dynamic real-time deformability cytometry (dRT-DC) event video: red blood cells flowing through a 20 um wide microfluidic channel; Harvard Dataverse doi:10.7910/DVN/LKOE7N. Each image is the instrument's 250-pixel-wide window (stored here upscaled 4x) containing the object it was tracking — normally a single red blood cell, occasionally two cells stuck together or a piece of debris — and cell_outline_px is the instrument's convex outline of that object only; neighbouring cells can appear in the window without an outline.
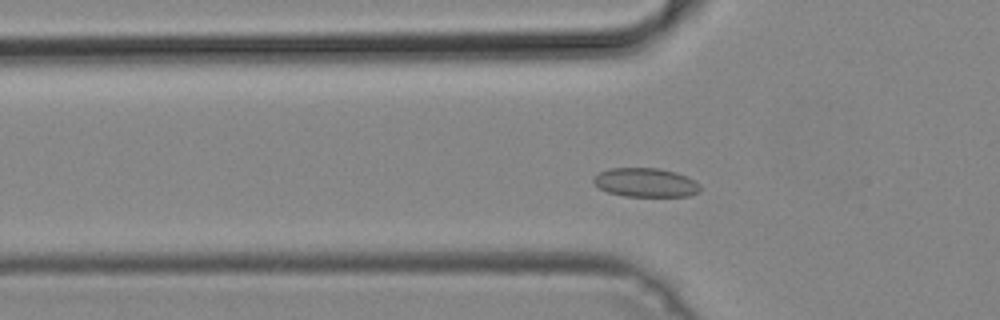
{"species": "common noctule bat (a hibernating species)", "species_latin": "Nyctalus noctula", "temperature_condition": "cold", "stored_images_in_passage": 39, "camera_frame_rate_fps": 3000, "um_per_image_px": 0.085, "animal": {"sex": "male", "body_mass_g": 19.2, "forearm_length_mm": 51.8}, "frame": {"image": 1, "passage_image": 4, "time_ms": 1.0, "image_size_px": [1000, 320], "cell_outline_px": [[700, 192], [688, 196], [624, 196], [608, 192], [600, 188], [592, 180], [592, 176], [608, 168], [660, 168], [676, 172], [700, 184]], "centroid_in_image_um": [54.86, 15.51], "position_along_channel_um": 70.9, "area_um2": 17.98}}
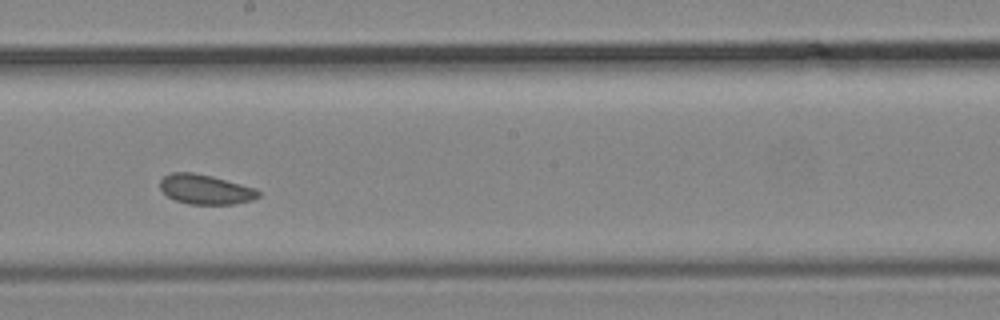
{"frame": {"image": 2, "passage_image": 16, "time_ms": 5.0, "image_size_px": [1000, 320], "cell_outline_px": [[260, 196], [252, 200], [232, 204], [188, 204], [176, 200], [168, 196], [160, 188], [160, 180], [164, 176], [172, 172], [192, 172], [212, 176], [256, 188], [260, 192]], "centroid_in_image_um": [17.47, 16.09], "position_along_channel_um": 230.7, "area_um2": 16.99}}
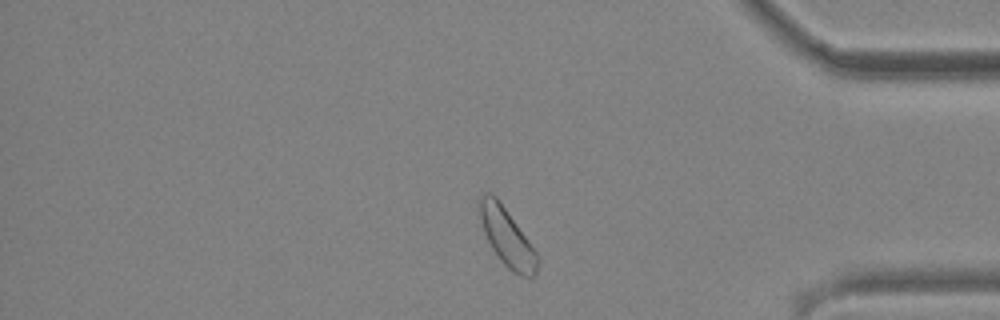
{"frame": {"image": 3, "passage_image": 30, "time_ms": 9.667, "image_size_px": [1000, 320], "cell_outline_px": [[540, 260], [536, 272], [532, 276], [520, 276], [512, 272], [500, 260], [492, 248], [484, 232], [476, 208], [476, 200], [488, 192], [492, 192], [500, 200], [528, 240], [536, 252]], "centroid_in_image_um": [43.05, 20.11], "position_along_channel_um": 392.2, "area_um2": 19.71}}